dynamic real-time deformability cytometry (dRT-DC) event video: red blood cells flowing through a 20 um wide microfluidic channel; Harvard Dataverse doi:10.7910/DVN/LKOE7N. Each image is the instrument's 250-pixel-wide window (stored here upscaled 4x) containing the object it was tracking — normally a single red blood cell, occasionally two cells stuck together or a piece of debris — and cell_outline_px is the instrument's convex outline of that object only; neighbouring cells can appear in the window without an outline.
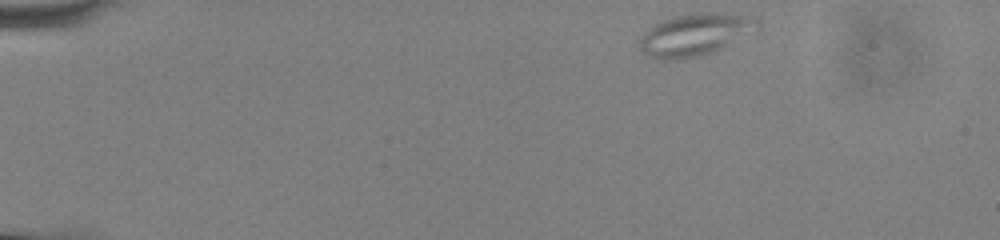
{"species": "common noctule bat (a hibernating species)", "species_latin": "Nyctalus noctula", "temperature_condition": "cold", "stored_images_in_passage": 18, "camera_frame_rate_fps": 3000, "um_per_image_px": 0.085, "animal": {"sex": "male", "body_mass_g": 13.0, "forearm_length_mm": 53.1}, "frame": {"image": 1, "passage_image": 1, "time_ms": 0.0, "image_size_px": [1000, 240], "cell_outline_px": [[760, 28], [756, 32], [720, 48], [696, 56], [680, 60], [656, 60], [648, 56], [636, 44], [644, 32], [648, 28], [672, 16], [696, 12], [724, 12], [756, 16], [760, 24]], "centroid_in_image_um": [59.11, 2.92], "position_along_channel_um": 25.9, "area_um2": 29.54}}
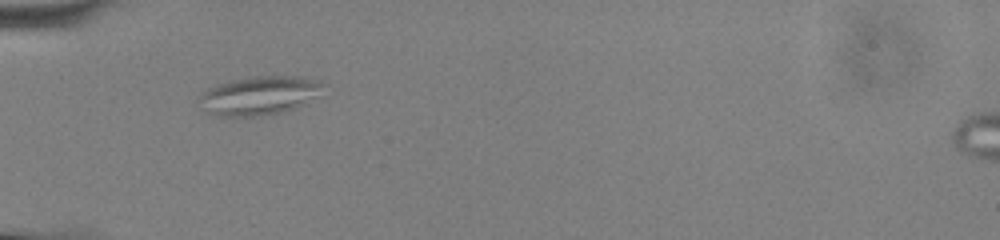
{"frame": {"image": 2, "passage_image": 11, "time_ms": 3.333, "image_size_px": [1000, 240], "cell_outline_px": [[328, 84], [320, 96], [296, 108], [280, 112], [256, 116], [220, 116], [204, 112], [200, 96], [204, 88], [216, 84], [248, 76], [300, 76], [316, 80]], "centroid_in_image_um": [22.09, 8.1], "position_along_channel_um": 62.9, "area_um2": 28.44}}
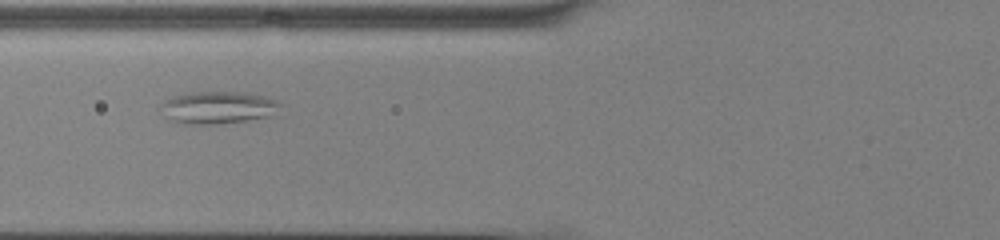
{"frame": {"image": 3, "passage_image": 15, "time_ms": 4.667, "image_size_px": [1000, 240], "cell_outline_px": [[284, 104], [268, 116], [220, 124], [184, 124], [172, 120], [164, 116], [160, 104], [164, 100], [172, 96], [188, 92], [244, 92], [264, 96], [276, 100]], "centroid_in_image_um": [18.48, 9.12], "position_along_channel_um": 107.3, "area_um2": 22.48}}